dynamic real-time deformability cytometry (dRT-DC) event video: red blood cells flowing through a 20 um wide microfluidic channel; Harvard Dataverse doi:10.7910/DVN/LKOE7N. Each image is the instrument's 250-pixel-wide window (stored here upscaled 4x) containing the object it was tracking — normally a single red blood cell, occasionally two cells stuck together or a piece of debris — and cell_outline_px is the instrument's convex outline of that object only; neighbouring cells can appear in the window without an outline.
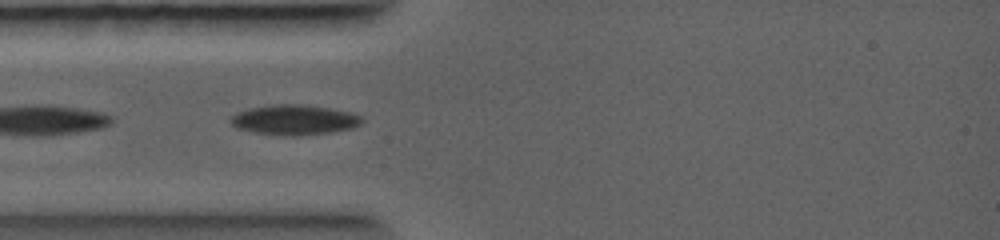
{"species": "common noctule bat (a hibernating species)", "species_latin": "Nyctalus noctula", "temperature_condition": "warm", "stored_images_in_passage": 24, "camera_frame_rate_fps": 5000, "um_per_image_px": 0.085, "animal": {"sex": "female", "body_mass_g": 19.0, "forearm_length_mm": 56.7}, "frame": {"image": 1, "passage_image": 1, "time_ms": 0.0, "image_size_px": [1000, 240], "cell_outline_px": [[360, 124], [348, 128], [328, 132], [260, 132], [240, 128], [232, 124], [232, 116], [248, 108], [268, 104], [304, 104], [332, 108], [348, 112], [356, 116], [360, 120]], "centroid_in_image_um": [24.99, 10.1], "position_along_channel_um": 60.0, "area_um2": 21.15}}